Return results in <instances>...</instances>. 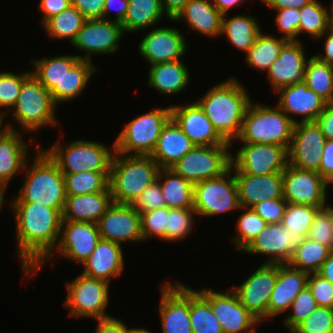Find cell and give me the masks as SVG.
<instances>
[{
  "mask_svg": "<svg viewBox=\"0 0 333 333\" xmlns=\"http://www.w3.org/2000/svg\"><path fill=\"white\" fill-rule=\"evenodd\" d=\"M9 204L16 220L18 258L26 277L52 258L61 234L62 213L34 202Z\"/></svg>",
  "mask_w": 333,
  "mask_h": 333,
  "instance_id": "6da1fadb",
  "label": "cell"
},
{
  "mask_svg": "<svg viewBox=\"0 0 333 333\" xmlns=\"http://www.w3.org/2000/svg\"><path fill=\"white\" fill-rule=\"evenodd\" d=\"M251 102L246 89L234 77L210 88L196 101L217 133L230 144L239 136Z\"/></svg>",
  "mask_w": 333,
  "mask_h": 333,
  "instance_id": "7a4b0ae2",
  "label": "cell"
},
{
  "mask_svg": "<svg viewBox=\"0 0 333 333\" xmlns=\"http://www.w3.org/2000/svg\"><path fill=\"white\" fill-rule=\"evenodd\" d=\"M36 158L18 196L11 202H34L63 213L66 202L64 175L58 165L39 146Z\"/></svg>",
  "mask_w": 333,
  "mask_h": 333,
  "instance_id": "3957f363",
  "label": "cell"
},
{
  "mask_svg": "<svg viewBox=\"0 0 333 333\" xmlns=\"http://www.w3.org/2000/svg\"><path fill=\"white\" fill-rule=\"evenodd\" d=\"M160 167L151 156L115 152L109 173L112 201L132 205L148 185L157 180Z\"/></svg>",
  "mask_w": 333,
  "mask_h": 333,
  "instance_id": "277c9868",
  "label": "cell"
},
{
  "mask_svg": "<svg viewBox=\"0 0 333 333\" xmlns=\"http://www.w3.org/2000/svg\"><path fill=\"white\" fill-rule=\"evenodd\" d=\"M298 122L289 118L278 106L253 105L251 102L236 140L242 143L275 144L288 150L294 125Z\"/></svg>",
  "mask_w": 333,
  "mask_h": 333,
  "instance_id": "5b68a950",
  "label": "cell"
},
{
  "mask_svg": "<svg viewBox=\"0 0 333 333\" xmlns=\"http://www.w3.org/2000/svg\"><path fill=\"white\" fill-rule=\"evenodd\" d=\"M56 143L48 150H43L58 165L63 174L85 171L110 172L115 153V143H113L111 149L103 143L85 140L73 141L65 149L59 145V142Z\"/></svg>",
  "mask_w": 333,
  "mask_h": 333,
  "instance_id": "8992f818",
  "label": "cell"
},
{
  "mask_svg": "<svg viewBox=\"0 0 333 333\" xmlns=\"http://www.w3.org/2000/svg\"><path fill=\"white\" fill-rule=\"evenodd\" d=\"M56 103L51 93L31 73L23 82L17 102L14 105V120L24 132H31L44 126L58 125L55 118Z\"/></svg>",
  "mask_w": 333,
  "mask_h": 333,
  "instance_id": "52a82bcc",
  "label": "cell"
},
{
  "mask_svg": "<svg viewBox=\"0 0 333 333\" xmlns=\"http://www.w3.org/2000/svg\"><path fill=\"white\" fill-rule=\"evenodd\" d=\"M170 118L171 106L153 109L131 120L114 142L115 152L128 153V156H150L163 126Z\"/></svg>",
  "mask_w": 333,
  "mask_h": 333,
  "instance_id": "ba28073f",
  "label": "cell"
},
{
  "mask_svg": "<svg viewBox=\"0 0 333 333\" xmlns=\"http://www.w3.org/2000/svg\"><path fill=\"white\" fill-rule=\"evenodd\" d=\"M66 301L70 317L106 319L111 317L105 312L109 301V283L83 274L66 284Z\"/></svg>",
  "mask_w": 333,
  "mask_h": 333,
  "instance_id": "9c48e42d",
  "label": "cell"
},
{
  "mask_svg": "<svg viewBox=\"0 0 333 333\" xmlns=\"http://www.w3.org/2000/svg\"><path fill=\"white\" fill-rule=\"evenodd\" d=\"M231 145L195 146L170 169L193 185L225 173L231 165Z\"/></svg>",
  "mask_w": 333,
  "mask_h": 333,
  "instance_id": "30bf717a",
  "label": "cell"
},
{
  "mask_svg": "<svg viewBox=\"0 0 333 333\" xmlns=\"http://www.w3.org/2000/svg\"><path fill=\"white\" fill-rule=\"evenodd\" d=\"M232 170L234 169L229 168L219 177L194 184L193 209L196 215L211 217L243 209L239 204L235 177H229Z\"/></svg>",
  "mask_w": 333,
  "mask_h": 333,
  "instance_id": "8fae6325",
  "label": "cell"
},
{
  "mask_svg": "<svg viewBox=\"0 0 333 333\" xmlns=\"http://www.w3.org/2000/svg\"><path fill=\"white\" fill-rule=\"evenodd\" d=\"M230 160L234 173L255 176L283 173L288 165V150L275 144L243 143Z\"/></svg>",
  "mask_w": 333,
  "mask_h": 333,
  "instance_id": "7c38bea8",
  "label": "cell"
},
{
  "mask_svg": "<svg viewBox=\"0 0 333 333\" xmlns=\"http://www.w3.org/2000/svg\"><path fill=\"white\" fill-rule=\"evenodd\" d=\"M283 198L287 203L325 208L327 181L313 170H302L287 165L282 173Z\"/></svg>",
  "mask_w": 333,
  "mask_h": 333,
  "instance_id": "4fadbf2b",
  "label": "cell"
},
{
  "mask_svg": "<svg viewBox=\"0 0 333 333\" xmlns=\"http://www.w3.org/2000/svg\"><path fill=\"white\" fill-rule=\"evenodd\" d=\"M277 280V264L262 263L243 283L232 290L241 304L259 321L268 319V303Z\"/></svg>",
  "mask_w": 333,
  "mask_h": 333,
  "instance_id": "5bb4252c",
  "label": "cell"
},
{
  "mask_svg": "<svg viewBox=\"0 0 333 333\" xmlns=\"http://www.w3.org/2000/svg\"><path fill=\"white\" fill-rule=\"evenodd\" d=\"M198 292L209 302L223 333H257L254 327L259 321L241 304L232 289L226 293L206 288Z\"/></svg>",
  "mask_w": 333,
  "mask_h": 333,
  "instance_id": "9a60e30c",
  "label": "cell"
},
{
  "mask_svg": "<svg viewBox=\"0 0 333 333\" xmlns=\"http://www.w3.org/2000/svg\"><path fill=\"white\" fill-rule=\"evenodd\" d=\"M326 140L316 122L296 123L288 149V164L302 170L318 171Z\"/></svg>",
  "mask_w": 333,
  "mask_h": 333,
  "instance_id": "2e32d148",
  "label": "cell"
},
{
  "mask_svg": "<svg viewBox=\"0 0 333 333\" xmlns=\"http://www.w3.org/2000/svg\"><path fill=\"white\" fill-rule=\"evenodd\" d=\"M124 34L121 23L105 19H87L71 43L72 46L85 51L79 59L91 60L92 54L114 53Z\"/></svg>",
  "mask_w": 333,
  "mask_h": 333,
  "instance_id": "e0dca14e",
  "label": "cell"
},
{
  "mask_svg": "<svg viewBox=\"0 0 333 333\" xmlns=\"http://www.w3.org/2000/svg\"><path fill=\"white\" fill-rule=\"evenodd\" d=\"M101 239L120 244L142 242L141 215L132 205L112 203L96 222Z\"/></svg>",
  "mask_w": 333,
  "mask_h": 333,
  "instance_id": "ac0fdd59",
  "label": "cell"
},
{
  "mask_svg": "<svg viewBox=\"0 0 333 333\" xmlns=\"http://www.w3.org/2000/svg\"><path fill=\"white\" fill-rule=\"evenodd\" d=\"M159 313L163 333H193L190 323V288L181 283L161 285Z\"/></svg>",
  "mask_w": 333,
  "mask_h": 333,
  "instance_id": "d6986e66",
  "label": "cell"
},
{
  "mask_svg": "<svg viewBox=\"0 0 333 333\" xmlns=\"http://www.w3.org/2000/svg\"><path fill=\"white\" fill-rule=\"evenodd\" d=\"M100 239L96 223L62 220L60 239L56 249L66 258L83 264Z\"/></svg>",
  "mask_w": 333,
  "mask_h": 333,
  "instance_id": "ffe728a7",
  "label": "cell"
},
{
  "mask_svg": "<svg viewBox=\"0 0 333 333\" xmlns=\"http://www.w3.org/2000/svg\"><path fill=\"white\" fill-rule=\"evenodd\" d=\"M171 118L196 146L231 145L217 133L196 102L171 106Z\"/></svg>",
  "mask_w": 333,
  "mask_h": 333,
  "instance_id": "44dd1931",
  "label": "cell"
},
{
  "mask_svg": "<svg viewBox=\"0 0 333 333\" xmlns=\"http://www.w3.org/2000/svg\"><path fill=\"white\" fill-rule=\"evenodd\" d=\"M187 42L176 28L152 29L140 42L139 53L150 65L180 60L185 55Z\"/></svg>",
  "mask_w": 333,
  "mask_h": 333,
  "instance_id": "7402d4cb",
  "label": "cell"
},
{
  "mask_svg": "<svg viewBox=\"0 0 333 333\" xmlns=\"http://www.w3.org/2000/svg\"><path fill=\"white\" fill-rule=\"evenodd\" d=\"M300 41H287L267 71V78L275 92L283 87L304 82L308 60Z\"/></svg>",
  "mask_w": 333,
  "mask_h": 333,
  "instance_id": "603a6c76",
  "label": "cell"
},
{
  "mask_svg": "<svg viewBox=\"0 0 333 333\" xmlns=\"http://www.w3.org/2000/svg\"><path fill=\"white\" fill-rule=\"evenodd\" d=\"M239 204L242 208H251L257 203L269 199L283 198L282 173L262 176L234 173Z\"/></svg>",
  "mask_w": 333,
  "mask_h": 333,
  "instance_id": "cb8c5ba5",
  "label": "cell"
},
{
  "mask_svg": "<svg viewBox=\"0 0 333 333\" xmlns=\"http://www.w3.org/2000/svg\"><path fill=\"white\" fill-rule=\"evenodd\" d=\"M277 106L289 117L290 114L303 116L301 122H315L327 102L309 89L305 82L283 87Z\"/></svg>",
  "mask_w": 333,
  "mask_h": 333,
  "instance_id": "d4e9b609",
  "label": "cell"
},
{
  "mask_svg": "<svg viewBox=\"0 0 333 333\" xmlns=\"http://www.w3.org/2000/svg\"><path fill=\"white\" fill-rule=\"evenodd\" d=\"M308 273L288 264H277V280L268 303V318L290 309L295 297L307 286Z\"/></svg>",
  "mask_w": 333,
  "mask_h": 333,
  "instance_id": "484cf974",
  "label": "cell"
},
{
  "mask_svg": "<svg viewBox=\"0 0 333 333\" xmlns=\"http://www.w3.org/2000/svg\"><path fill=\"white\" fill-rule=\"evenodd\" d=\"M124 264L122 245L100 239L90 257L82 264V274L109 283L112 277L121 274Z\"/></svg>",
  "mask_w": 333,
  "mask_h": 333,
  "instance_id": "4316f807",
  "label": "cell"
},
{
  "mask_svg": "<svg viewBox=\"0 0 333 333\" xmlns=\"http://www.w3.org/2000/svg\"><path fill=\"white\" fill-rule=\"evenodd\" d=\"M288 235V230L281 223L268 224L244 251L271 256L265 264H287L294 252L288 243Z\"/></svg>",
  "mask_w": 333,
  "mask_h": 333,
  "instance_id": "83f0119b",
  "label": "cell"
},
{
  "mask_svg": "<svg viewBox=\"0 0 333 333\" xmlns=\"http://www.w3.org/2000/svg\"><path fill=\"white\" fill-rule=\"evenodd\" d=\"M195 146L177 123L170 118L163 126L156 147L150 156L160 168H171Z\"/></svg>",
  "mask_w": 333,
  "mask_h": 333,
  "instance_id": "f1b7e54d",
  "label": "cell"
},
{
  "mask_svg": "<svg viewBox=\"0 0 333 333\" xmlns=\"http://www.w3.org/2000/svg\"><path fill=\"white\" fill-rule=\"evenodd\" d=\"M11 125L0 129V182L8 184L16 173L25 171L27 144ZM27 165V166H26Z\"/></svg>",
  "mask_w": 333,
  "mask_h": 333,
  "instance_id": "f546056e",
  "label": "cell"
},
{
  "mask_svg": "<svg viewBox=\"0 0 333 333\" xmlns=\"http://www.w3.org/2000/svg\"><path fill=\"white\" fill-rule=\"evenodd\" d=\"M112 203L109 187L94 194L66 196L62 220L96 223Z\"/></svg>",
  "mask_w": 333,
  "mask_h": 333,
  "instance_id": "4dcf8cb0",
  "label": "cell"
},
{
  "mask_svg": "<svg viewBox=\"0 0 333 333\" xmlns=\"http://www.w3.org/2000/svg\"><path fill=\"white\" fill-rule=\"evenodd\" d=\"M182 18L197 32L216 37L221 35L223 14L213 5L212 0H190L171 21Z\"/></svg>",
  "mask_w": 333,
  "mask_h": 333,
  "instance_id": "1f68e13d",
  "label": "cell"
},
{
  "mask_svg": "<svg viewBox=\"0 0 333 333\" xmlns=\"http://www.w3.org/2000/svg\"><path fill=\"white\" fill-rule=\"evenodd\" d=\"M78 60V55L31 60L35 66V69L31 70L32 74L50 91L56 105L61 103L62 78Z\"/></svg>",
  "mask_w": 333,
  "mask_h": 333,
  "instance_id": "d6a6232c",
  "label": "cell"
},
{
  "mask_svg": "<svg viewBox=\"0 0 333 333\" xmlns=\"http://www.w3.org/2000/svg\"><path fill=\"white\" fill-rule=\"evenodd\" d=\"M148 85L162 94H178L189 84V71L180 60L150 66Z\"/></svg>",
  "mask_w": 333,
  "mask_h": 333,
  "instance_id": "836d02e7",
  "label": "cell"
},
{
  "mask_svg": "<svg viewBox=\"0 0 333 333\" xmlns=\"http://www.w3.org/2000/svg\"><path fill=\"white\" fill-rule=\"evenodd\" d=\"M157 179L168 208H193L194 185L191 182L170 168H160Z\"/></svg>",
  "mask_w": 333,
  "mask_h": 333,
  "instance_id": "e575fe53",
  "label": "cell"
},
{
  "mask_svg": "<svg viewBox=\"0 0 333 333\" xmlns=\"http://www.w3.org/2000/svg\"><path fill=\"white\" fill-rule=\"evenodd\" d=\"M320 209L312 205L287 203L281 224L288 230V243L294 250L307 237L314 217Z\"/></svg>",
  "mask_w": 333,
  "mask_h": 333,
  "instance_id": "d590c367",
  "label": "cell"
},
{
  "mask_svg": "<svg viewBox=\"0 0 333 333\" xmlns=\"http://www.w3.org/2000/svg\"><path fill=\"white\" fill-rule=\"evenodd\" d=\"M162 0H128L127 13L121 22L124 33L156 25L164 15Z\"/></svg>",
  "mask_w": 333,
  "mask_h": 333,
  "instance_id": "8d00e7d4",
  "label": "cell"
},
{
  "mask_svg": "<svg viewBox=\"0 0 333 333\" xmlns=\"http://www.w3.org/2000/svg\"><path fill=\"white\" fill-rule=\"evenodd\" d=\"M227 14L223 15L221 34L229 38L230 42L239 50H247L256 42L261 28L251 15H236L226 19Z\"/></svg>",
  "mask_w": 333,
  "mask_h": 333,
  "instance_id": "74e56055",
  "label": "cell"
},
{
  "mask_svg": "<svg viewBox=\"0 0 333 333\" xmlns=\"http://www.w3.org/2000/svg\"><path fill=\"white\" fill-rule=\"evenodd\" d=\"M330 251L329 247L305 237L303 243L294 250L287 264L308 274L318 273Z\"/></svg>",
  "mask_w": 333,
  "mask_h": 333,
  "instance_id": "f35d334b",
  "label": "cell"
},
{
  "mask_svg": "<svg viewBox=\"0 0 333 333\" xmlns=\"http://www.w3.org/2000/svg\"><path fill=\"white\" fill-rule=\"evenodd\" d=\"M287 42L284 38L270 35H258L256 42L246 52V63L254 69L268 71L278 58L282 46Z\"/></svg>",
  "mask_w": 333,
  "mask_h": 333,
  "instance_id": "ab89813d",
  "label": "cell"
},
{
  "mask_svg": "<svg viewBox=\"0 0 333 333\" xmlns=\"http://www.w3.org/2000/svg\"><path fill=\"white\" fill-rule=\"evenodd\" d=\"M304 82L327 103L333 102V65L315 56L310 57L306 63Z\"/></svg>",
  "mask_w": 333,
  "mask_h": 333,
  "instance_id": "60d3db41",
  "label": "cell"
},
{
  "mask_svg": "<svg viewBox=\"0 0 333 333\" xmlns=\"http://www.w3.org/2000/svg\"><path fill=\"white\" fill-rule=\"evenodd\" d=\"M87 19L74 7L63 10L49 18L44 24V29L52 39H69L72 43L77 33Z\"/></svg>",
  "mask_w": 333,
  "mask_h": 333,
  "instance_id": "b9f144b4",
  "label": "cell"
},
{
  "mask_svg": "<svg viewBox=\"0 0 333 333\" xmlns=\"http://www.w3.org/2000/svg\"><path fill=\"white\" fill-rule=\"evenodd\" d=\"M190 323L193 333H223L209 302L190 288Z\"/></svg>",
  "mask_w": 333,
  "mask_h": 333,
  "instance_id": "7bdbcfd3",
  "label": "cell"
},
{
  "mask_svg": "<svg viewBox=\"0 0 333 333\" xmlns=\"http://www.w3.org/2000/svg\"><path fill=\"white\" fill-rule=\"evenodd\" d=\"M110 172H79L63 174L67 196L94 194L109 187Z\"/></svg>",
  "mask_w": 333,
  "mask_h": 333,
  "instance_id": "ee69618b",
  "label": "cell"
},
{
  "mask_svg": "<svg viewBox=\"0 0 333 333\" xmlns=\"http://www.w3.org/2000/svg\"><path fill=\"white\" fill-rule=\"evenodd\" d=\"M92 61L79 59L63 76L61 102L76 98L86 88L92 73L97 69Z\"/></svg>",
  "mask_w": 333,
  "mask_h": 333,
  "instance_id": "f6af8a7d",
  "label": "cell"
},
{
  "mask_svg": "<svg viewBox=\"0 0 333 333\" xmlns=\"http://www.w3.org/2000/svg\"><path fill=\"white\" fill-rule=\"evenodd\" d=\"M329 28L330 10H326L318 0L300 9L299 35L305 32L314 39H320Z\"/></svg>",
  "mask_w": 333,
  "mask_h": 333,
  "instance_id": "bcb514c9",
  "label": "cell"
},
{
  "mask_svg": "<svg viewBox=\"0 0 333 333\" xmlns=\"http://www.w3.org/2000/svg\"><path fill=\"white\" fill-rule=\"evenodd\" d=\"M244 209L246 211L241 214L236 224L238 236L233 237L236 249L243 251L268 225L252 208Z\"/></svg>",
  "mask_w": 333,
  "mask_h": 333,
  "instance_id": "7dc6e473",
  "label": "cell"
},
{
  "mask_svg": "<svg viewBox=\"0 0 333 333\" xmlns=\"http://www.w3.org/2000/svg\"><path fill=\"white\" fill-rule=\"evenodd\" d=\"M193 208H168L166 241H178L190 234L193 227Z\"/></svg>",
  "mask_w": 333,
  "mask_h": 333,
  "instance_id": "c3c4849f",
  "label": "cell"
},
{
  "mask_svg": "<svg viewBox=\"0 0 333 333\" xmlns=\"http://www.w3.org/2000/svg\"><path fill=\"white\" fill-rule=\"evenodd\" d=\"M32 73L28 71L22 74H13L12 72L0 73V108H7L5 112H0V119L10 113L20 94L24 80ZM11 107V108H10Z\"/></svg>",
  "mask_w": 333,
  "mask_h": 333,
  "instance_id": "681fc988",
  "label": "cell"
},
{
  "mask_svg": "<svg viewBox=\"0 0 333 333\" xmlns=\"http://www.w3.org/2000/svg\"><path fill=\"white\" fill-rule=\"evenodd\" d=\"M307 237L333 250V208L320 209L314 217Z\"/></svg>",
  "mask_w": 333,
  "mask_h": 333,
  "instance_id": "f907efd6",
  "label": "cell"
},
{
  "mask_svg": "<svg viewBox=\"0 0 333 333\" xmlns=\"http://www.w3.org/2000/svg\"><path fill=\"white\" fill-rule=\"evenodd\" d=\"M291 333H333V309L318 306Z\"/></svg>",
  "mask_w": 333,
  "mask_h": 333,
  "instance_id": "816d5d0a",
  "label": "cell"
},
{
  "mask_svg": "<svg viewBox=\"0 0 333 333\" xmlns=\"http://www.w3.org/2000/svg\"><path fill=\"white\" fill-rule=\"evenodd\" d=\"M311 290L306 286L293 300L290 309L292 314L284 318L283 323L290 329V332L302 321H304L317 308Z\"/></svg>",
  "mask_w": 333,
  "mask_h": 333,
  "instance_id": "f5cc1de1",
  "label": "cell"
},
{
  "mask_svg": "<svg viewBox=\"0 0 333 333\" xmlns=\"http://www.w3.org/2000/svg\"><path fill=\"white\" fill-rule=\"evenodd\" d=\"M168 207L157 208L141 214V233L143 241L151 236L166 240Z\"/></svg>",
  "mask_w": 333,
  "mask_h": 333,
  "instance_id": "db71d44e",
  "label": "cell"
},
{
  "mask_svg": "<svg viewBox=\"0 0 333 333\" xmlns=\"http://www.w3.org/2000/svg\"><path fill=\"white\" fill-rule=\"evenodd\" d=\"M132 206L140 215L146 211L166 207V202L161 191L160 181L157 179L148 185L147 188L138 196Z\"/></svg>",
  "mask_w": 333,
  "mask_h": 333,
  "instance_id": "11a10c76",
  "label": "cell"
},
{
  "mask_svg": "<svg viewBox=\"0 0 333 333\" xmlns=\"http://www.w3.org/2000/svg\"><path fill=\"white\" fill-rule=\"evenodd\" d=\"M307 286L319 307L333 309V284L318 273H310Z\"/></svg>",
  "mask_w": 333,
  "mask_h": 333,
  "instance_id": "9f6ffc18",
  "label": "cell"
},
{
  "mask_svg": "<svg viewBox=\"0 0 333 333\" xmlns=\"http://www.w3.org/2000/svg\"><path fill=\"white\" fill-rule=\"evenodd\" d=\"M276 11L279 13L276 14L275 22L278 25L277 28L284 33L282 38L287 41H299L297 36L299 35L300 9L284 8Z\"/></svg>",
  "mask_w": 333,
  "mask_h": 333,
  "instance_id": "6f0895ef",
  "label": "cell"
},
{
  "mask_svg": "<svg viewBox=\"0 0 333 333\" xmlns=\"http://www.w3.org/2000/svg\"><path fill=\"white\" fill-rule=\"evenodd\" d=\"M287 202L284 198L269 199L255 204L251 208L268 224H280Z\"/></svg>",
  "mask_w": 333,
  "mask_h": 333,
  "instance_id": "680465c9",
  "label": "cell"
},
{
  "mask_svg": "<svg viewBox=\"0 0 333 333\" xmlns=\"http://www.w3.org/2000/svg\"><path fill=\"white\" fill-rule=\"evenodd\" d=\"M71 2L86 19H102L105 0H71Z\"/></svg>",
  "mask_w": 333,
  "mask_h": 333,
  "instance_id": "91938a15",
  "label": "cell"
},
{
  "mask_svg": "<svg viewBox=\"0 0 333 333\" xmlns=\"http://www.w3.org/2000/svg\"><path fill=\"white\" fill-rule=\"evenodd\" d=\"M71 5V0H40L39 9L43 13L41 23L44 24L49 18L59 14Z\"/></svg>",
  "mask_w": 333,
  "mask_h": 333,
  "instance_id": "94428289",
  "label": "cell"
},
{
  "mask_svg": "<svg viewBox=\"0 0 333 333\" xmlns=\"http://www.w3.org/2000/svg\"><path fill=\"white\" fill-rule=\"evenodd\" d=\"M327 140H333V102L327 103L315 120Z\"/></svg>",
  "mask_w": 333,
  "mask_h": 333,
  "instance_id": "6125c7cd",
  "label": "cell"
},
{
  "mask_svg": "<svg viewBox=\"0 0 333 333\" xmlns=\"http://www.w3.org/2000/svg\"><path fill=\"white\" fill-rule=\"evenodd\" d=\"M326 181L333 177V140H326L322 161L317 171Z\"/></svg>",
  "mask_w": 333,
  "mask_h": 333,
  "instance_id": "be15d7a7",
  "label": "cell"
},
{
  "mask_svg": "<svg viewBox=\"0 0 333 333\" xmlns=\"http://www.w3.org/2000/svg\"><path fill=\"white\" fill-rule=\"evenodd\" d=\"M98 327L93 333H128L129 328L115 317L98 320Z\"/></svg>",
  "mask_w": 333,
  "mask_h": 333,
  "instance_id": "e7e4bbea",
  "label": "cell"
},
{
  "mask_svg": "<svg viewBox=\"0 0 333 333\" xmlns=\"http://www.w3.org/2000/svg\"><path fill=\"white\" fill-rule=\"evenodd\" d=\"M113 8L117 11L114 21L121 23L127 13L128 0H105L102 19L109 20V18L106 17L109 15Z\"/></svg>",
  "mask_w": 333,
  "mask_h": 333,
  "instance_id": "03108f58",
  "label": "cell"
},
{
  "mask_svg": "<svg viewBox=\"0 0 333 333\" xmlns=\"http://www.w3.org/2000/svg\"><path fill=\"white\" fill-rule=\"evenodd\" d=\"M261 1L271 9L279 10L284 8L301 9L302 7L311 3L314 0H261Z\"/></svg>",
  "mask_w": 333,
  "mask_h": 333,
  "instance_id": "003e7915",
  "label": "cell"
},
{
  "mask_svg": "<svg viewBox=\"0 0 333 333\" xmlns=\"http://www.w3.org/2000/svg\"><path fill=\"white\" fill-rule=\"evenodd\" d=\"M190 0H162V8L169 20L174 19Z\"/></svg>",
  "mask_w": 333,
  "mask_h": 333,
  "instance_id": "a7ac6f4b",
  "label": "cell"
},
{
  "mask_svg": "<svg viewBox=\"0 0 333 333\" xmlns=\"http://www.w3.org/2000/svg\"><path fill=\"white\" fill-rule=\"evenodd\" d=\"M328 35L325 40L324 55H314L318 60L333 65V28L330 27L322 36Z\"/></svg>",
  "mask_w": 333,
  "mask_h": 333,
  "instance_id": "89a4df30",
  "label": "cell"
},
{
  "mask_svg": "<svg viewBox=\"0 0 333 333\" xmlns=\"http://www.w3.org/2000/svg\"><path fill=\"white\" fill-rule=\"evenodd\" d=\"M318 274L333 284V250L330 251L328 258L322 264Z\"/></svg>",
  "mask_w": 333,
  "mask_h": 333,
  "instance_id": "2644e50d",
  "label": "cell"
},
{
  "mask_svg": "<svg viewBox=\"0 0 333 333\" xmlns=\"http://www.w3.org/2000/svg\"><path fill=\"white\" fill-rule=\"evenodd\" d=\"M243 2V0H212L213 5L224 15L235 5Z\"/></svg>",
  "mask_w": 333,
  "mask_h": 333,
  "instance_id": "8c879c8a",
  "label": "cell"
},
{
  "mask_svg": "<svg viewBox=\"0 0 333 333\" xmlns=\"http://www.w3.org/2000/svg\"><path fill=\"white\" fill-rule=\"evenodd\" d=\"M8 186V184L0 182V209L3 206V202H4V191L6 190V187Z\"/></svg>",
  "mask_w": 333,
  "mask_h": 333,
  "instance_id": "753ad0ef",
  "label": "cell"
},
{
  "mask_svg": "<svg viewBox=\"0 0 333 333\" xmlns=\"http://www.w3.org/2000/svg\"><path fill=\"white\" fill-rule=\"evenodd\" d=\"M128 333H151V332L148 330L142 329V328H138V329L131 328V329H129Z\"/></svg>",
  "mask_w": 333,
  "mask_h": 333,
  "instance_id": "34e18365",
  "label": "cell"
},
{
  "mask_svg": "<svg viewBox=\"0 0 333 333\" xmlns=\"http://www.w3.org/2000/svg\"><path fill=\"white\" fill-rule=\"evenodd\" d=\"M331 8H330V27L333 28V3L331 4Z\"/></svg>",
  "mask_w": 333,
  "mask_h": 333,
  "instance_id": "11e5206c",
  "label": "cell"
},
{
  "mask_svg": "<svg viewBox=\"0 0 333 333\" xmlns=\"http://www.w3.org/2000/svg\"><path fill=\"white\" fill-rule=\"evenodd\" d=\"M330 183H332V185H333V177H331V178L327 181V185L330 184ZM332 208H333V207H332Z\"/></svg>",
  "mask_w": 333,
  "mask_h": 333,
  "instance_id": "2a66077c",
  "label": "cell"
},
{
  "mask_svg": "<svg viewBox=\"0 0 333 333\" xmlns=\"http://www.w3.org/2000/svg\"><path fill=\"white\" fill-rule=\"evenodd\" d=\"M3 121H4V120L0 119V129H1V128H2V126H3V124H2V123H3Z\"/></svg>",
  "mask_w": 333,
  "mask_h": 333,
  "instance_id": "b9fcfbb0",
  "label": "cell"
}]
</instances>
